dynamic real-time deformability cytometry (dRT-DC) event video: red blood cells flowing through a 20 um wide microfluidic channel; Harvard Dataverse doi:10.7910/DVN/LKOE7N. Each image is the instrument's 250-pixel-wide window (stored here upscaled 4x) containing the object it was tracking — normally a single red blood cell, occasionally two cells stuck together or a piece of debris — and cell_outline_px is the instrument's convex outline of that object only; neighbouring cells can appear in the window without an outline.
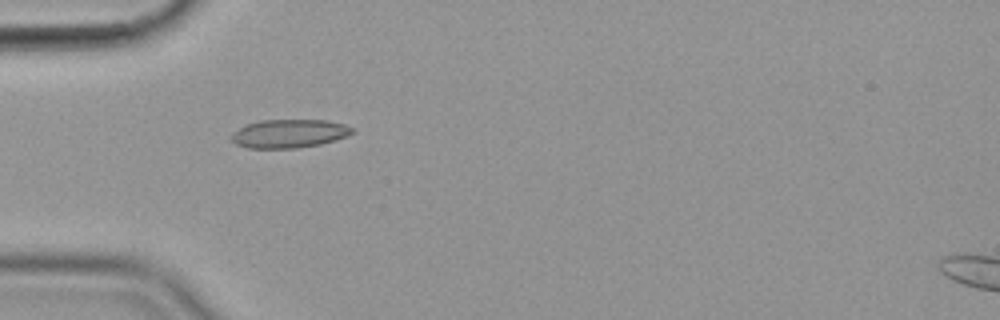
{"species": "common noctule bat (a hibernating species)", "species_latin": "Nyctalus noctula", "temperature_condition": "cold", "stored_images_in_passage": 40, "camera_frame_rate_fps": 3000, "um_per_image_px": 0.085, "animal": {"sex": "female", "body_mass_g": 19.9}, "frame": {"image": 1, "passage_image": 1, "time_ms": 0.0, "image_size_px": [1000, 320], "cell_outline_px": [[356, 132], [320, 144], [296, 148], [248, 148], [236, 144], [228, 136], [232, 132], [248, 124], [260, 120], [328, 120], [344, 124], [352, 128]], "centroid_in_image_um": [24.54, 11.35], "position_along_channel_um": 60.5, "area_um2": 19.94}}
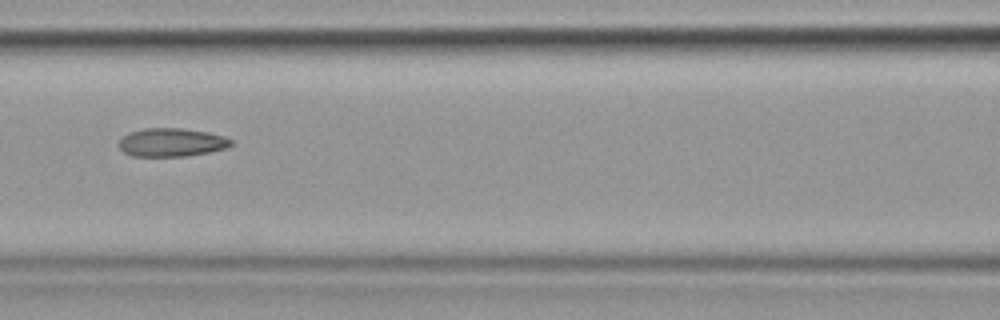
{"frame": {"image": 2, "passage_image": 9, "time_ms": 2.667, "image_size_px": [1000, 320], "cell_outline_px": [[232, 144], [228, 148], [208, 152], [184, 156], [132, 156], [124, 152], [116, 144], [124, 136], [132, 132], [144, 128], [180, 128], [208, 132], [224, 136], [232, 140]], "centroid_in_image_um": [14.59, 12.1], "position_along_channel_um": 152.0, "area_um2": 18.5}}
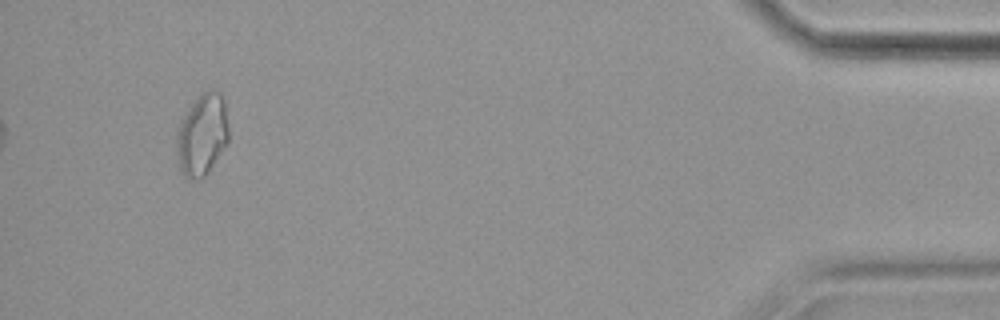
{"frame": {"image": 3, "passage_image": 37, "time_ms": 12.0, "image_size_px": [1000, 320], "cell_outline_px": [[228, 140], [208, 172], [200, 180], [196, 180], [184, 176], [180, 172], [176, 156], [176, 132], [184, 116], [192, 104], [204, 92], [212, 88], [220, 92], [224, 100], [228, 128]], "centroid_in_image_um": [17.16, 11.48], "position_along_channel_um": 418.0, "area_um2": 24.62}, "authors_computed_cell_mechanics": {"area_um2": 19.1896, "velocity_mm_per_s": 3.5636, "shape_relaxation_time_tau1_ms": null, "shape_relaxation_time_tau2_ms": 3.7906, "deformation_change_tau1": null, "deformation_change_tau2": 0.0779}}